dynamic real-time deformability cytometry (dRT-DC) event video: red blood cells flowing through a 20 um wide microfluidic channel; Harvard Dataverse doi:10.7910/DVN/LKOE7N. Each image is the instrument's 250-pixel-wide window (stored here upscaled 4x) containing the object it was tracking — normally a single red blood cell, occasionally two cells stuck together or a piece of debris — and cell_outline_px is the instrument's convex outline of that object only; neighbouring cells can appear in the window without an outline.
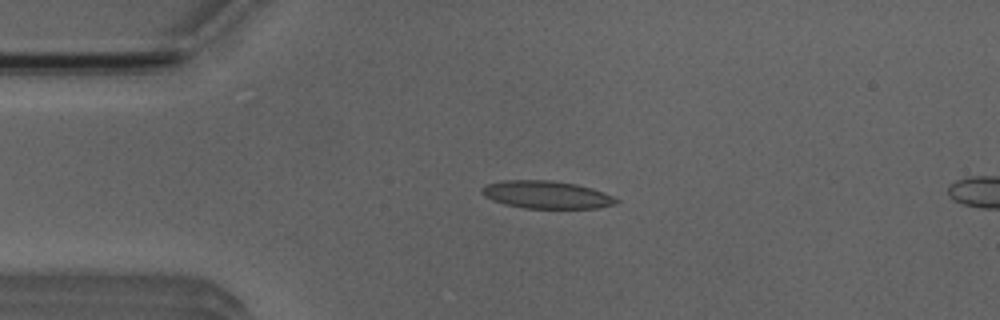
{"species": "Egyptian fruit bat (a non-hibernating species)", "species_latin": "Rousettus aegyptiacus", "temperature_condition": "room temperature", "stored_images_in_passage": 2, "camera_frame_rate_fps": 3000, "um_per_image_px": 0.085, "animal": {"sex": "male"}, "frame": {"image": 1, "passage_image": 1, "time_ms": 0.0, "image_size_px": [1000, 320], "cell_outline_px": [[620, 200], [616, 204], [596, 208], [524, 208], [504, 204], [492, 200], [484, 196], [480, 192], [480, 188], [484, 184], [504, 180], [552, 180], [576, 184], [592, 188], [604, 192]], "centroid_in_image_um": [46.42, 16.54], "position_along_channel_um": 38.6, "area_um2": 21.85}}